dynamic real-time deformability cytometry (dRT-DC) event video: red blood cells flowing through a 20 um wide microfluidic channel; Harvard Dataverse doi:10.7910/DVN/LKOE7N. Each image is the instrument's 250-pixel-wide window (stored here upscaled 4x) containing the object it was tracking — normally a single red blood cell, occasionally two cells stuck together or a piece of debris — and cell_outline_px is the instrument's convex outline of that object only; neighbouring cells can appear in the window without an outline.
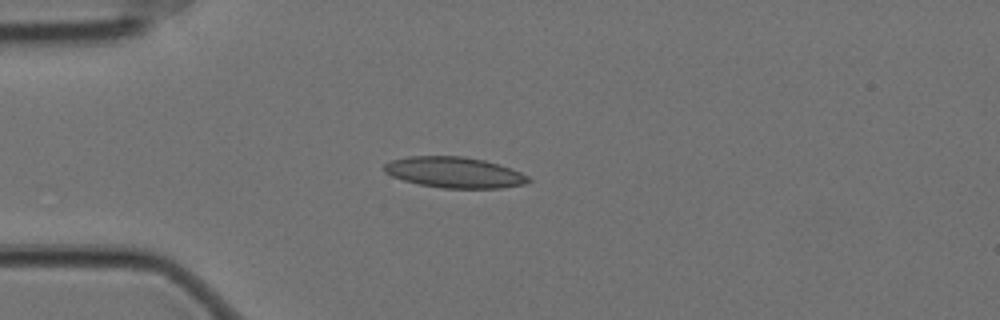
{"species": "Egyptian fruit bat (a non-hibernating species)", "species_latin": "Rousettus aegyptiacus", "temperature_condition": "cold", "stored_images_in_passage": 44, "camera_frame_rate_fps": 3000, "um_per_image_px": 0.085, "animal": {"sex": "female"}, "frame": {"image": 1, "passage_image": 1, "time_ms": 0.0, "image_size_px": [1000, 320], "cell_outline_px": [[532, 180], [524, 184], [500, 188], [444, 188], [420, 184], [404, 180], [392, 176], [384, 172], [384, 164], [392, 160], [408, 156], [464, 156], [484, 160], [520, 172], [528, 176]], "centroid_in_image_um": [38.61, 14.65], "position_along_channel_um": 46.4, "area_um2": 25.66}}
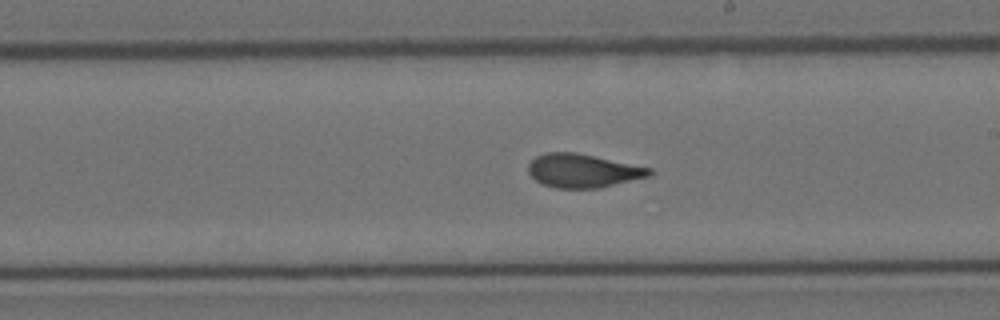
{"frame": {"image": 2, "passage_image": 19, "time_ms": 6.0, "image_size_px": [1000, 320], "cell_outline_px": [[652, 172], [648, 176], [600, 188], [556, 188], [544, 184], [536, 180], [528, 172], [528, 164], [536, 156], [544, 152], [576, 152], [652, 168]], "centroid_in_image_um": [49.52, 14.5], "position_along_channel_um": 239.5, "area_um2": 23.58}}
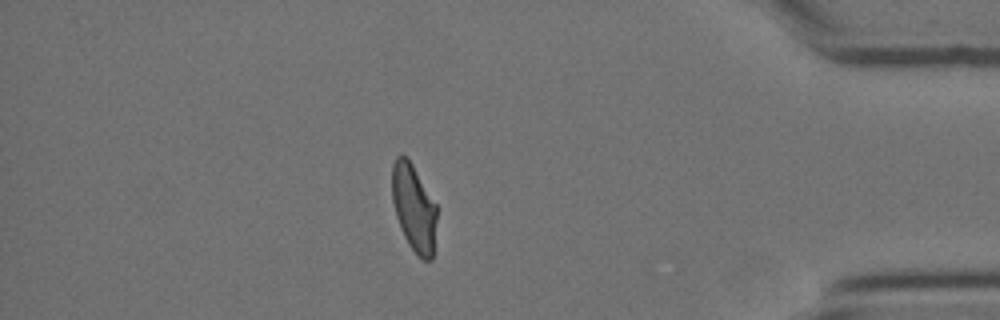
{"frame": {"image": 3, "passage_image": 36, "time_ms": 11.667, "image_size_px": [1000, 320], "cell_outline_px": [[436, 220], [432, 260], [424, 260], [408, 244], [400, 228], [396, 216], [392, 200], [392, 164], [396, 156], [400, 152], [412, 164], [436, 204]], "centroid_in_image_um": [35.15, 17.64], "position_along_channel_um": 400.0, "area_um2": 22.48}, "authors_computed_cell_mechanics": {"area_um2": 23.8714, "velocity_mm_per_s": 3.5, "shape_relaxation_time_tau1_ms": 7.2977, "shape_relaxation_time_tau2_ms": 1.4526, "deformation_change_tau1": 0.1993, "deformation_change_tau2": 0.0871}}